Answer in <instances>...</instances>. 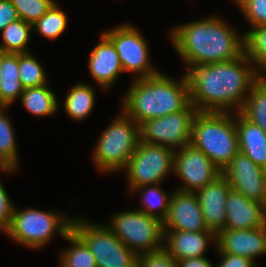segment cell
Here are the masks:
<instances>
[{"mask_svg":"<svg viewBox=\"0 0 266 267\" xmlns=\"http://www.w3.org/2000/svg\"><path fill=\"white\" fill-rule=\"evenodd\" d=\"M235 119L239 149L256 165L266 169V133L240 112Z\"/></svg>","mask_w":266,"mask_h":267,"instance_id":"ffe728a7","label":"cell"},{"mask_svg":"<svg viewBox=\"0 0 266 267\" xmlns=\"http://www.w3.org/2000/svg\"><path fill=\"white\" fill-rule=\"evenodd\" d=\"M140 141L139 125L122 112L101 134L93 153L99 171L125 169Z\"/></svg>","mask_w":266,"mask_h":267,"instance_id":"5b68a950","label":"cell"},{"mask_svg":"<svg viewBox=\"0 0 266 267\" xmlns=\"http://www.w3.org/2000/svg\"><path fill=\"white\" fill-rule=\"evenodd\" d=\"M88 67L94 80L106 90L124 72L113 43L103 33L101 41L91 51Z\"/></svg>","mask_w":266,"mask_h":267,"instance_id":"ac0fdd59","label":"cell"},{"mask_svg":"<svg viewBox=\"0 0 266 267\" xmlns=\"http://www.w3.org/2000/svg\"><path fill=\"white\" fill-rule=\"evenodd\" d=\"M24 91L18 70V53H5L0 63V106L9 107Z\"/></svg>","mask_w":266,"mask_h":267,"instance_id":"44dd1931","label":"cell"},{"mask_svg":"<svg viewBox=\"0 0 266 267\" xmlns=\"http://www.w3.org/2000/svg\"><path fill=\"white\" fill-rule=\"evenodd\" d=\"M0 170L11 172L16 169L11 167H0ZM13 208V203L10 202L8 194L0 179V230H3L4 232H6L10 226Z\"/></svg>","mask_w":266,"mask_h":267,"instance_id":"e575fe53","label":"cell"},{"mask_svg":"<svg viewBox=\"0 0 266 267\" xmlns=\"http://www.w3.org/2000/svg\"><path fill=\"white\" fill-rule=\"evenodd\" d=\"M137 267H178V263L164 249L140 254Z\"/></svg>","mask_w":266,"mask_h":267,"instance_id":"836d02e7","label":"cell"},{"mask_svg":"<svg viewBox=\"0 0 266 267\" xmlns=\"http://www.w3.org/2000/svg\"><path fill=\"white\" fill-rule=\"evenodd\" d=\"M170 37L188 69L232 61L245 52L244 35L215 16L177 26Z\"/></svg>","mask_w":266,"mask_h":267,"instance_id":"7a4b0ae2","label":"cell"},{"mask_svg":"<svg viewBox=\"0 0 266 267\" xmlns=\"http://www.w3.org/2000/svg\"><path fill=\"white\" fill-rule=\"evenodd\" d=\"M230 189L227 179L220 175L212 183L195 192L206 226L216 234L225 228V205Z\"/></svg>","mask_w":266,"mask_h":267,"instance_id":"2e32d148","label":"cell"},{"mask_svg":"<svg viewBox=\"0 0 266 267\" xmlns=\"http://www.w3.org/2000/svg\"><path fill=\"white\" fill-rule=\"evenodd\" d=\"M178 267H213L211 262L205 257L186 258L177 261Z\"/></svg>","mask_w":266,"mask_h":267,"instance_id":"74e56055","label":"cell"},{"mask_svg":"<svg viewBox=\"0 0 266 267\" xmlns=\"http://www.w3.org/2000/svg\"><path fill=\"white\" fill-rule=\"evenodd\" d=\"M252 28L266 24V0H234Z\"/></svg>","mask_w":266,"mask_h":267,"instance_id":"d6a6232c","label":"cell"},{"mask_svg":"<svg viewBox=\"0 0 266 267\" xmlns=\"http://www.w3.org/2000/svg\"><path fill=\"white\" fill-rule=\"evenodd\" d=\"M222 175L233 190L266 204V169L256 165L244 153L239 151L223 169Z\"/></svg>","mask_w":266,"mask_h":267,"instance_id":"4fadbf2b","label":"cell"},{"mask_svg":"<svg viewBox=\"0 0 266 267\" xmlns=\"http://www.w3.org/2000/svg\"><path fill=\"white\" fill-rule=\"evenodd\" d=\"M72 230L88 246L97 267H137L138 255L125 246L108 225L73 219Z\"/></svg>","mask_w":266,"mask_h":267,"instance_id":"ba28073f","label":"cell"},{"mask_svg":"<svg viewBox=\"0 0 266 267\" xmlns=\"http://www.w3.org/2000/svg\"><path fill=\"white\" fill-rule=\"evenodd\" d=\"M174 162V150L139 141L125 168L130 191L144 185L159 184L171 170L174 172Z\"/></svg>","mask_w":266,"mask_h":267,"instance_id":"9c48e42d","label":"cell"},{"mask_svg":"<svg viewBox=\"0 0 266 267\" xmlns=\"http://www.w3.org/2000/svg\"><path fill=\"white\" fill-rule=\"evenodd\" d=\"M62 217L51 211L32 208L19 211L14 207L10 226L5 233L23 246L39 249L48 244L55 232L65 238L72 230L73 220Z\"/></svg>","mask_w":266,"mask_h":267,"instance_id":"8992f818","label":"cell"},{"mask_svg":"<svg viewBox=\"0 0 266 267\" xmlns=\"http://www.w3.org/2000/svg\"><path fill=\"white\" fill-rule=\"evenodd\" d=\"M191 144L223 171L240 151L231 112H198L192 124Z\"/></svg>","mask_w":266,"mask_h":267,"instance_id":"277c9868","label":"cell"},{"mask_svg":"<svg viewBox=\"0 0 266 267\" xmlns=\"http://www.w3.org/2000/svg\"><path fill=\"white\" fill-rule=\"evenodd\" d=\"M103 34L113 43L123 71L137 72L136 78H146L159 73L150 65L149 47L135 27L128 24L117 26Z\"/></svg>","mask_w":266,"mask_h":267,"instance_id":"8fae6325","label":"cell"},{"mask_svg":"<svg viewBox=\"0 0 266 267\" xmlns=\"http://www.w3.org/2000/svg\"><path fill=\"white\" fill-rule=\"evenodd\" d=\"M245 52L237 59L192 67L186 72L190 103L198 112H239L261 74ZM250 64V65H248Z\"/></svg>","mask_w":266,"mask_h":267,"instance_id":"6da1fadb","label":"cell"},{"mask_svg":"<svg viewBox=\"0 0 266 267\" xmlns=\"http://www.w3.org/2000/svg\"><path fill=\"white\" fill-rule=\"evenodd\" d=\"M95 91L90 85L78 83L71 88L64 102L66 113L74 120H83L94 108Z\"/></svg>","mask_w":266,"mask_h":267,"instance_id":"603a6c76","label":"cell"},{"mask_svg":"<svg viewBox=\"0 0 266 267\" xmlns=\"http://www.w3.org/2000/svg\"><path fill=\"white\" fill-rule=\"evenodd\" d=\"M67 26V15L58 6L57 2L32 27L39 33L52 40L59 37Z\"/></svg>","mask_w":266,"mask_h":267,"instance_id":"4dcf8cb0","label":"cell"},{"mask_svg":"<svg viewBox=\"0 0 266 267\" xmlns=\"http://www.w3.org/2000/svg\"><path fill=\"white\" fill-rule=\"evenodd\" d=\"M219 254L222 255V260L217 267H255L254 261L248 257L228 253Z\"/></svg>","mask_w":266,"mask_h":267,"instance_id":"8d00e7d4","label":"cell"},{"mask_svg":"<svg viewBox=\"0 0 266 267\" xmlns=\"http://www.w3.org/2000/svg\"><path fill=\"white\" fill-rule=\"evenodd\" d=\"M19 78L24 89L46 84L42 65L30 53H18Z\"/></svg>","mask_w":266,"mask_h":267,"instance_id":"f546056e","label":"cell"},{"mask_svg":"<svg viewBox=\"0 0 266 267\" xmlns=\"http://www.w3.org/2000/svg\"><path fill=\"white\" fill-rule=\"evenodd\" d=\"M174 173L183 182L178 191L195 193L216 180L222 171L192 144L175 151Z\"/></svg>","mask_w":266,"mask_h":267,"instance_id":"7c38bea8","label":"cell"},{"mask_svg":"<svg viewBox=\"0 0 266 267\" xmlns=\"http://www.w3.org/2000/svg\"><path fill=\"white\" fill-rule=\"evenodd\" d=\"M163 226L164 230L211 231L206 226L196 194L178 190L171 195Z\"/></svg>","mask_w":266,"mask_h":267,"instance_id":"5bb4252c","label":"cell"},{"mask_svg":"<svg viewBox=\"0 0 266 267\" xmlns=\"http://www.w3.org/2000/svg\"><path fill=\"white\" fill-rule=\"evenodd\" d=\"M7 107L0 106V167L17 169L18 153L12 122L4 114Z\"/></svg>","mask_w":266,"mask_h":267,"instance_id":"83f0119b","label":"cell"},{"mask_svg":"<svg viewBox=\"0 0 266 267\" xmlns=\"http://www.w3.org/2000/svg\"><path fill=\"white\" fill-rule=\"evenodd\" d=\"M239 112L266 133V82L261 77L250 89Z\"/></svg>","mask_w":266,"mask_h":267,"instance_id":"cb8c5ba5","label":"cell"},{"mask_svg":"<svg viewBox=\"0 0 266 267\" xmlns=\"http://www.w3.org/2000/svg\"><path fill=\"white\" fill-rule=\"evenodd\" d=\"M245 54L251 62H254L257 71L266 72V24L257 26L244 33ZM260 68V69H258Z\"/></svg>","mask_w":266,"mask_h":267,"instance_id":"f1b7e54d","label":"cell"},{"mask_svg":"<svg viewBox=\"0 0 266 267\" xmlns=\"http://www.w3.org/2000/svg\"><path fill=\"white\" fill-rule=\"evenodd\" d=\"M225 207L224 229L239 230L266 226L265 205L245 197L232 188L227 195Z\"/></svg>","mask_w":266,"mask_h":267,"instance_id":"e0dca14e","label":"cell"},{"mask_svg":"<svg viewBox=\"0 0 266 267\" xmlns=\"http://www.w3.org/2000/svg\"><path fill=\"white\" fill-rule=\"evenodd\" d=\"M141 189L143 190L141 192V204L143 205V209H140L139 211L147 214L148 216L157 218L161 222H164L168 214L171 195L168 196L165 192H163L158 187V184L152 185V187L151 185H144L134 188L132 191L136 192L138 190L140 191ZM157 209L158 211H156Z\"/></svg>","mask_w":266,"mask_h":267,"instance_id":"4316f807","label":"cell"},{"mask_svg":"<svg viewBox=\"0 0 266 267\" xmlns=\"http://www.w3.org/2000/svg\"><path fill=\"white\" fill-rule=\"evenodd\" d=\"M198 110L190 103L184 110L153 118L139 125L140 141L172 150L191 144L192 124Z\"/></svg>","mask_w":266,"mask_h":267,"instance_id":"30bf717a","label":"cell"},{"mask_svg":"<svg viewBox=\"0 0 266 267\" xmlns=\"http://www.w3.org/2000/svg\"><path fill=\"white\" fill-rule=\"evenodd\" d=\"M4 54H5V52L0 48V63H1V59H2Z\"/></svg>","mask_w":266,"mask_h":267,"instance_id":"f35d334b","label":"cell"},{"mask_svg":"<svg viewBox=\"0 0 266 267\" xmlns=\"http://www.w3.org/2000/svg\"><path fill=\"white\" fill-rule=\"evenodd\" d=\"M113 217L108 227L138 256L163 249L164 226L159 219L139 210L120 212Z\"/></svg>","mask_w":266,"mask_h":267,"instance_id":"52a82bcc","label":"cell"},{"mask_svg":"<svg viewBox=\"0 0 266 267\" xmlns=\"http://www.w3.org/2000/svg\"><path fill=\"white\" fill-rule=\"evenodd\" d=\"M261 78L266 82V75H264V73L261 75Z\"/></svg>","mask_w":266,"mask_h":267,"instance_id":"ab89813d","label":"cell"},{"mask_svg":"<svg viewBox=\"0 0 266 267\" xmlns=\"http://www.w3.org/2000/svg\"><path fill=\"white\" fill-rule=\"evenodd\" d=\"M16 8L11 0H0V32L11 22L18 20Z\"/></svg>","mask_w":266,"mask_h":267,"instance_id":"d590c367","label":"cell"},{"mask_svg":"<svg viewBox=\"0 0 266 267\" xmlns=\"http://www.w3.org/2000/svg\"><path fill=\"white\" fill-rule=\"evenodd\" d=\"M20 99L23 106L36 116L55 114L59 108L55 94L46 84L24 89Z\"/></svg>","mask_w":266,"mask_h":267,"instance_id":"7402d4cb","label":"cell"},{"mask_svg":"<svg viewBox=\"0 0 266 267\" xmlns=\"http://www.w3.org/2000/svg\"><path fill=\"white\" fill-rule=\"evenodd\" d=\"M19 19L34 24L55 3L54 0H11Z\"/></svg>","mask_w":266,"mask_h":267,"instance_id":"1f68e13d","label":"cell"},{"mask_svg":"<svg viewBox=\"0 0 266 267\" xmlns=\"http://www.w3.org/2000/svg\"><path fill=\"white\" fill-rule=\"evenodd\" d=\"M32 28V24L22 19L11 22L1 31L3 43H0V48L5 53H27Z\"/></svg>","mask_w":266,"mask_h":267,"instance_id":"484cf974","label":"cell"},{"mask_svg":"<svg viewBox=\"0 0 266 267\" xmlns=\"http://www.w3.org/2000/svg\"><path fill=\"white\" fill-rule=\"evenodd\" d=\"M70 241L71 247L60 256L61 267H97L96 260L85 242L71 230L64 238Z\"/></svg>","mask_w":266,"mask_h":267,"instance_id":"d4e9b609","label":"cell"},{"mask_svg":"<svg viewBox=\"0 0 266 267\" xmlns=\"http://www.w3.org/2000/svg\"><path fill=\"white\" fill-rule=\"evenodd\" d=\"M219 253L245 256L254 261L266 253V226L252 229H223L216 234Z\"/></svg>","mask_w":266,"mask_h":267,"instance_id":"9a60e30c","label":"cell"},{"mask_svg":"<svg viewBox=\"0 0 266 267\" xmlns=\"http://www.w3.org/2000/svg\"><path fill=\"white\" fill-rule=\"evenodd\" d=\"M164 240L167 245L163 249L177 262L186 258L204 257L209 241H215L216 244V233L164 230Z\"/></svg>","mask_w":266,"mask_h":267,"instance_id":"d6986e66","label":"cell"},{"mask_svg":"<svg viewBox=\"0 0 266 267\" xmlns=\"http://www.w3.org/2000/svg\"><path fill=\"white\" fill-rule=\"evenodd\" d=\"M127 92L123 99V112L138 125L184 110L190 104L185 74L178 82L160 72L146 78H135Z\"/></svg>","mask_w":266,"mask_h":267,"instance_id":"3957f363","label":"cell"}]
</instances>
